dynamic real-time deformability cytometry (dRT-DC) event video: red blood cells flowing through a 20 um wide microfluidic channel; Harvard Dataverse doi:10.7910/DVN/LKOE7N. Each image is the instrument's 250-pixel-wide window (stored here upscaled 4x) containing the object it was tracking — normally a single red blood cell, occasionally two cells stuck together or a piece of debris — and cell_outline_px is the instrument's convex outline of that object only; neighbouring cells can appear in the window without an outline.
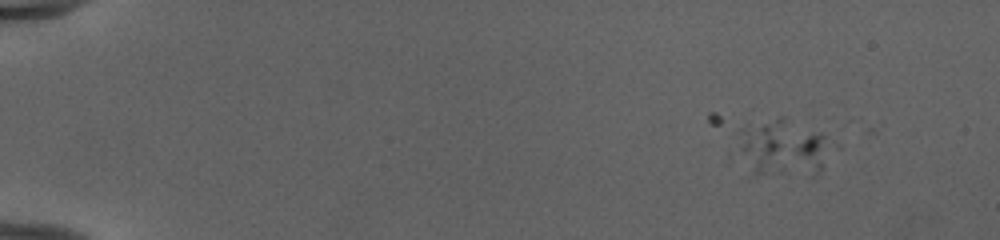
{"species": "human", "species_latin": "Homo sapiens", "temperature_condition": "cold", "stored_images_in_passage": 9, "camera_frame_rate_fps": 3000, "um_per_image_px": 0.085, "donor": {"sex": "female"}, "frame": {"image": 1, "passage_image": 8, "time_ms": 2.333, "image_size_px": [1000, 240], "cell_outline_px": [[824, 140], [812, 156], [760, 172], [756, 172], [744, 148], [740, 128], [748, 124], [780, 116], [784, 116], [820, 132], [824, 136]], "centroid_in_image_um": [66.21, 12.1], "position_along_channel_um": 18.8, "area_um2": 22.77}}